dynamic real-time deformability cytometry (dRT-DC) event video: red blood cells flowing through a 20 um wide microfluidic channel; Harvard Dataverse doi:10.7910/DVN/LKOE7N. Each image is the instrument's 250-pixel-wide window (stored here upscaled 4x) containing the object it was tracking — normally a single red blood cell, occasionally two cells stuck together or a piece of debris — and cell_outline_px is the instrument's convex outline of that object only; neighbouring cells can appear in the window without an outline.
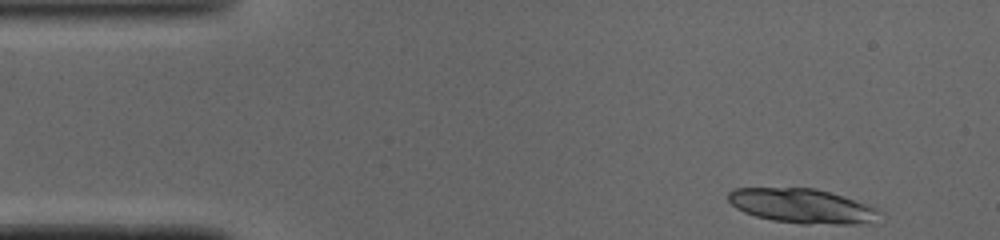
{"species": "common noctule bat (a hibernating species)", "species_latin": "Nyctalus noctula", "temperature_condition": "cold", "stored_images_in_passage": 21, "camera_frame_rate_fps": 3000, "um_per_image_px": 0.085, "animal": {"sex": "male", "body_mass_g": 19.0, "forearm_length_mm": 50.8}, "frame": {"image": 1, "passage_image": 1, "time_ms": 0.0, "image_size_px": [1000, 240], "cell_outline_px": [[876, 212], [872, 224], [800, 224], [772, 220], [756, 216], [744, 212], [736, 208], [728, 200], [728, 192], [732, 188], [816, 188], [876, 208]], "centroid_in_image_um": [68.08, 17.51], "position_along_channel_um": 16.9, "area_um2": 30.0}}